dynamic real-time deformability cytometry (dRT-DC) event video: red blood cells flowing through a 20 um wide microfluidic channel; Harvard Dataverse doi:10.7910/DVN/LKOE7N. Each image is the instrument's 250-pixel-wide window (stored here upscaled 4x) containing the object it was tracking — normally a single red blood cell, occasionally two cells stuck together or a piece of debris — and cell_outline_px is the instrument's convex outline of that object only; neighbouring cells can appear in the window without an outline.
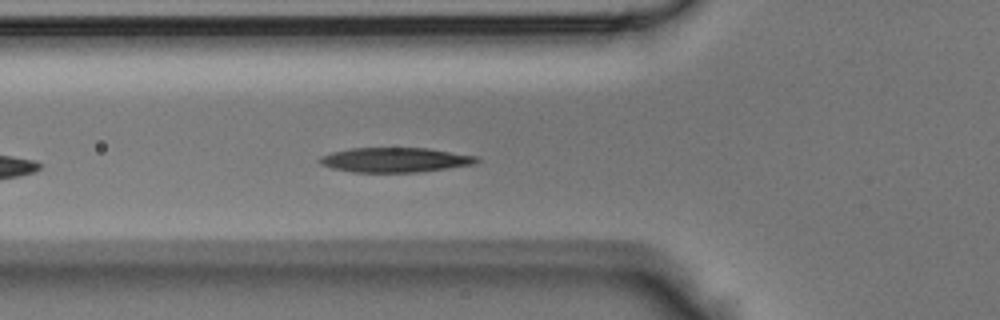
{"species": "Egyptian fruit bat (a non-hibernating species)", "species_latin": "Rousettus aegyptiacus", "temperature_condition": "room temperature", "stored_images_in_passage": 31, "camera_frame_rate_fps": 3000, "um_per_image_px": 0.085, "animal": {"sex": "male"}, "frame": {"image": 1, "passage_image": 5, "time_ms": 1.333, "image_size_px": [1000, 320], "cell_outline_px": [[480, 160], [476, 164], [420, 172], [352, 172], [332, 168], [320, 164], [316, 160], [320, 156], [332, 152], [352, 148], [428, 148], [480, 156]], "centroid_in_image_um": [33.61, 13.59], "position_along_channel_um": 92.2, "area_um2": 22.83}}